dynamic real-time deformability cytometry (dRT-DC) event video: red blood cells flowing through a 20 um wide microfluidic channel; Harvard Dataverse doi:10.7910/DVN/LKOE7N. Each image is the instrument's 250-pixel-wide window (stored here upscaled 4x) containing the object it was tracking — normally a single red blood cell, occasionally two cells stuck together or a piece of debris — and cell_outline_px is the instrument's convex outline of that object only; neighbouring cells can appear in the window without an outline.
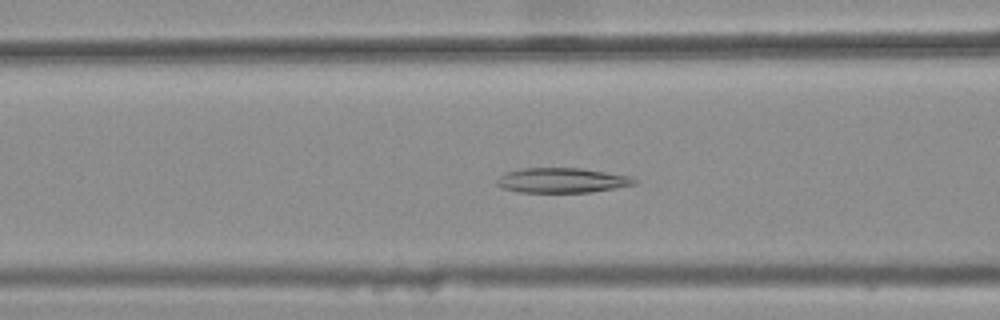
{"species": "common noctule bat (a hibernating species)", "species_latin": "Nyctalus noctula", "temperature_condition": "warm", "stored_images_in_passage": 40, "camera_frame_rate_fps": 3000, "um_per_image_px": 0.085, "animal": {"sex": "female", "body_mass_g": 25.1}, "frame": {"image": 1, "passage_image": 15, "time_ms": 4.667, "image_size_px": [1000, 320], "cell_outline_px": [[636, 184], [592, 192], [520, 192], [500, 188], [496, 184], [496, 180], [504, 172], [524, 168], [580, 168], [632, 176], [636, 180]], "centroid_in_image_um": [47.74, 15.33], "position_along_channel_um": 118.9, "area_um2": 20.0}}
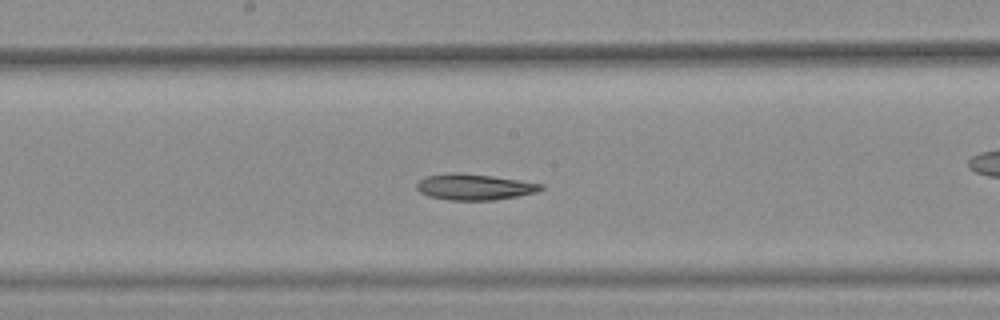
{"frame": {"image": 2, "passage_image": 22, "time_ms": 7.0, "image_size_px": [1000, 320], "cell_outline_px": [[544, 188], [536, 192], [516, 196], [492, 200], [448, 200], [428, 196], [420, 192], [416, 188], [416, 184], [420, 180], [428, 176], [452, 172], [456, 172], [492, 176], [544, 184]], "centroid_in_image_um": [40.3, 15.89], "position_along_channel_um": 207.9, "area_um2": 18.67}}
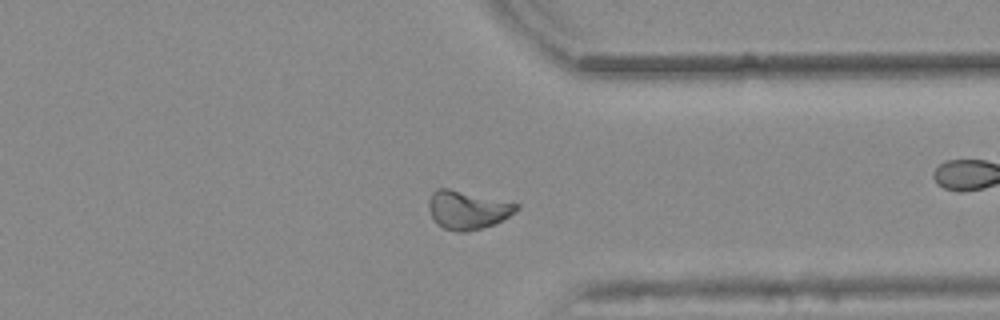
{"frame": {"image": 3, "passage_image": 35, "time_ms": 11.333, "image_size_px": [1000, 320], "cell_outline_px": [[520, 208], [508, 216], [492, 224], [480, 228], [464, 232], [460, 232], [444, 228], [436, 224], [428, 208], [428, 200], [432, 192], [436, 188], [448, 188], [520, 204]], "centroid_in_image_um": [39.69, 17.82], "position_along_channel_um": 371.7, "area_um2": 19.42}}